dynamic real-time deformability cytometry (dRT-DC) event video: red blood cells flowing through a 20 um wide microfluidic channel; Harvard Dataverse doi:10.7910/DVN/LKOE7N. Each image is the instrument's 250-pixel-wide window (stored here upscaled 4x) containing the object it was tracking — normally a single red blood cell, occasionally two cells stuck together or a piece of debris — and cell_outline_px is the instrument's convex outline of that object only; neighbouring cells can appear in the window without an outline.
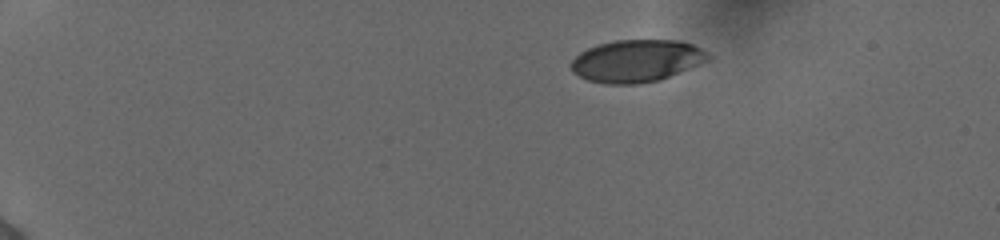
{"species": "human", "species_latin": "Homo sapiens", "temperature_condition": "cold", "stored_images_in_passage": 45, "camera_frame_rate_fps": 3000, "um_per_image_px": 0.085, "donor": {"sex": "female"}, "frame": {"image": 1, "passage_image": 1, "time_ms": 0.0, "image_size_px": [1000, 240], "cell_outline_px": [[712, 56], [708, 60], [700, 64], [660, 80], [636, 84], [604, 84], [588, 80], [572, 72], [572, 60], [580, 52], [596, 44], [616, 40], [680, 40], [692, 44], [708, 52]], "centroid_in_image_um": [54.12, 5.17], "position_along_channel_um": 30.9, "area_um2": 33.87}}
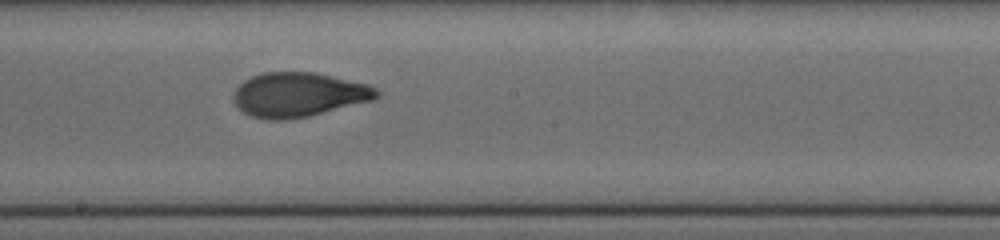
{"frame": {"image": 2, "passage_image": 24, "time_ms": 7.667, "image_size_px": [1000, 240], "cell_outline_px": [[380, 96], [376, 100], [308, 116], [284, 120], [268, 120], [252, 116], [244, 112], [232, 100], [232, 96], [236, 88], [244, 80], [252, 76], [264, 72], [316, 72], [368, 84], [376, 88], [380, 92]], "centroid_in_image_um": [25.42, 8.04], "position_along_channel_um": 222.8, "area_um2": 37.28}}
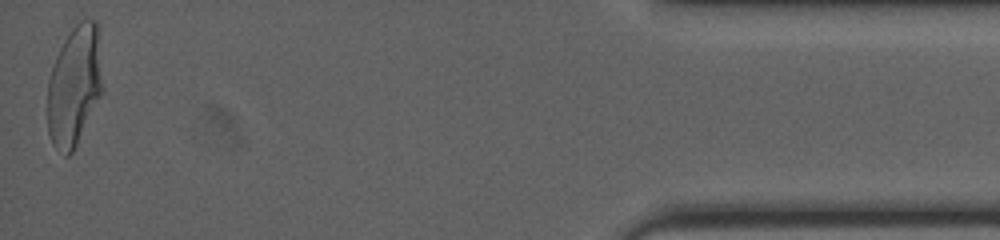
{"frame": {"image": 3, "passage_image": 45, "time_ms": 14.667, "image_size_px": [1000, 240], "cell_outline_px": [[100, 96], [72, 152], [68, 156], [64, 156], [52, 144], [48, 132], [48, 80], [56, 56], [64, 40], [72, 28], [80, 20], [96, 20], [100, 24]], "centroid_in_image_um": [6.31, 7.25], "position_along_channel_um": 428.9, "area_um2": 38.03}, "authors_computed_cell_mechanics": {"area_um2": 36.703, "velocity_mm_per_s": 3.8915, "shape_relaxation_time_tau1_ms": 6.193, "shape_relaxation_time_tau2_ms": 0.9349, "deformation_change_tau1": 0.2353, "deformation_change_tau2": 0.0613}}